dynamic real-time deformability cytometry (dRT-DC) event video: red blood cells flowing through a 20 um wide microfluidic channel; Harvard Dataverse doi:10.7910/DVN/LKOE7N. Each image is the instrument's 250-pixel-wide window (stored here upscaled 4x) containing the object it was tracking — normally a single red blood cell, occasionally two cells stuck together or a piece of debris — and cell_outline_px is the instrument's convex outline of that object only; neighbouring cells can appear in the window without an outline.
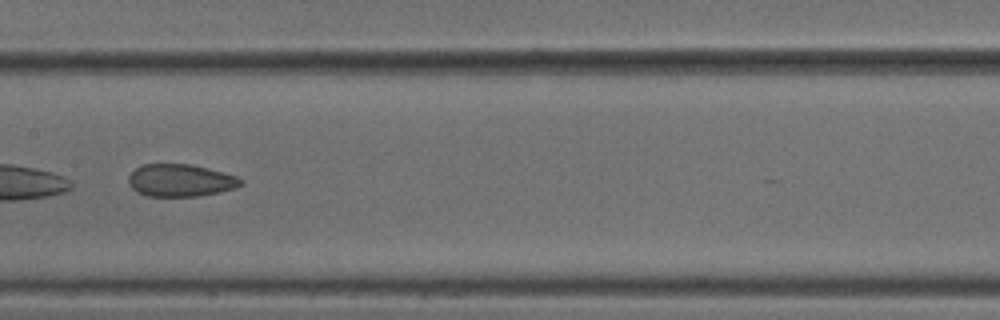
{"species": "common noctule bat (a hibernating species)", "species_latin": "Nyctalus noctula", "temperature_condition": "cold", "stored_images_in_passage": 38, "camera_frame_rate_fps": 3000, "um_per_image_px": 0.085, "animal": {"sex": "male", "body_mass_g": 18.8}, "frame": {"image": 1, "passage_image": 27, "time_ms": 8.667, "image_size_px": [1000, 320], "cell_outline_px": [[244, 184], [236, 188], [220, 192], [200, 196], [148, 196], [136, 192], [128, 184], [128, 176], [136, 168], [144, 164], [192, 164], [208, 168], [236, 176], [244, 180]], "centroid_in_image_um": [15.35, 15.34], "position_along_channel_um": 192.0, "area_um2": 21.39}}